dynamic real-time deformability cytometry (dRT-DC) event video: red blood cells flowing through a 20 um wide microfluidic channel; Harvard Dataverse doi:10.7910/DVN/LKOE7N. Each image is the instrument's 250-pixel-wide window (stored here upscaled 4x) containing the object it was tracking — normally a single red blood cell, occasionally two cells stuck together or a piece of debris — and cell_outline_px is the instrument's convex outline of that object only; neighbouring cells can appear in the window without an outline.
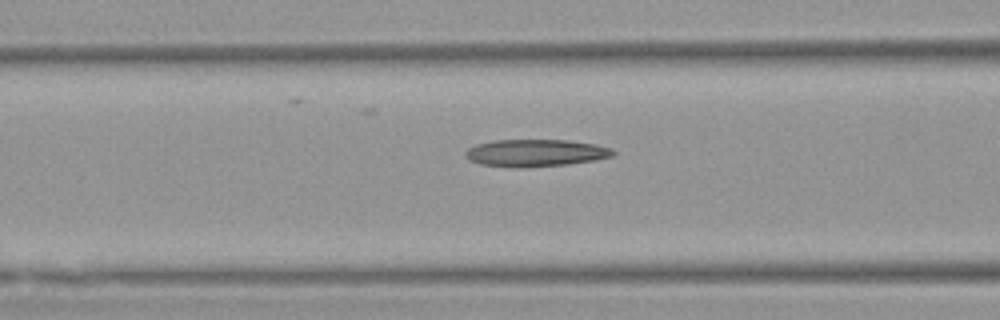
{"species": "Egyptian fruit bat (a non-hibernating species)", "species_latin": "Rousettus aegyptiacus", "temperature_condition": "warm", "stored_images_in_passage": 34, "camera_frame_rate_fps": 3000, "um_per_image_px": 0.085, "animal": {"sex": "female"}, "frame": {"image": 1, "passage_image": 16, "time_ms": 5.0, "image_size_px": [1000, 320], "cell_outline_px": [[616, 152], [612, 156], [596, 160], [568, 164], [520, 168], [480, 164], [468, 160], [464, 156], [464, 152], [468, 148], [476, 144], [496, 140], [568, 140], [596, 144], [612, 148]], "centroid_in_image_um": [45.52, 13.0], "position_along_channel_um": 121.1, "area_um2": 23.58}}
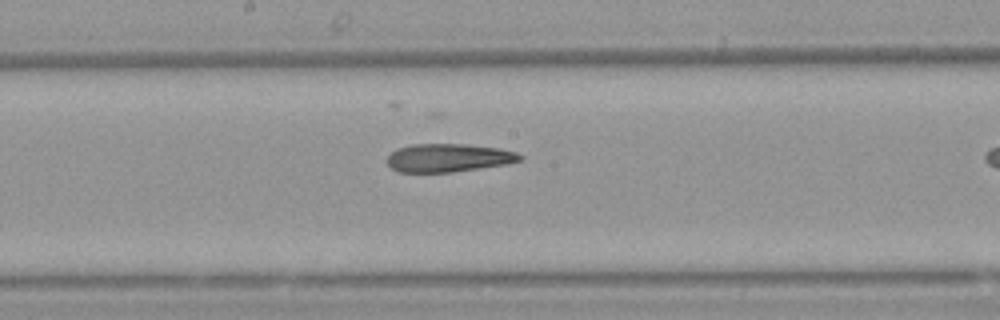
{"frame": {"image": 2, "passage_image": 23, "time_ms": 7.333, "image_size_px": [1000, 320], "cell_outline_px": [[524, 156], [520, 160], [508, 164], [452, 172], [396, 172], [384, 160], [396, 148], [412, 144], [464, 144], [500, 148], [516, 152]], "centroid_in_image_um": [38.1, 13.41], "position_along_channel_um": 210.1, "area_um2": 22.02}}
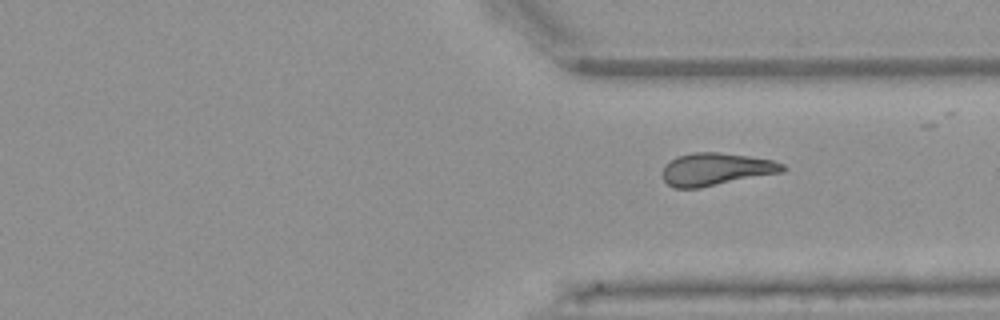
{"frame": {"image": 3, "passage_image": 34, "time_ms": 11.0, "image_size_px": [1000, 320], "cell_outline_px": [[788, 168], [784, 172], [700, 188], [672, 188], [664, 180], [660, 172], [664, 164], [676, 156], [692, 152], [716, 152], [748, 156], [772, 160], [784, 164]], "centroid_in_image_um": [60.83, 14.39], "position_along_channel_um": 350.6, "area_um2": 23.18}}